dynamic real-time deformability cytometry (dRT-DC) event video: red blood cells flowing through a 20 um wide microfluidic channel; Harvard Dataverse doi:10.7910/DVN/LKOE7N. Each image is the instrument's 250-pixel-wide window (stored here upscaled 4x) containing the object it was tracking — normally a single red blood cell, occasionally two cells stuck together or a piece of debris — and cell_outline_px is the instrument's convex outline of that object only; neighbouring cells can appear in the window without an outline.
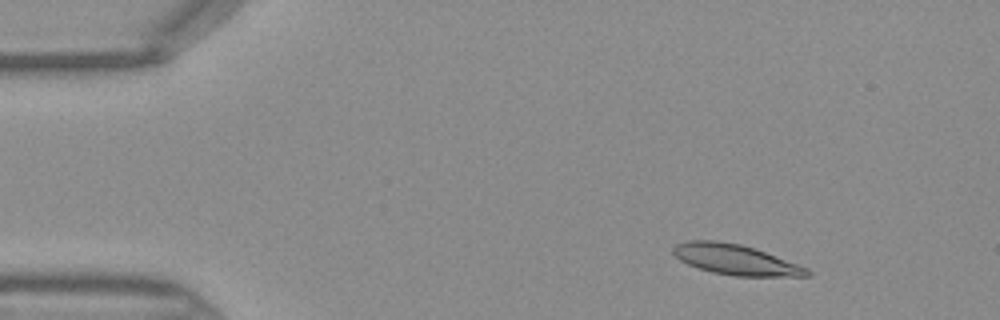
{"species": "Egyptian fruit bat (a non-hibernating species)", "species_latin": "Rousettus aegyptiacus", "temperature_condition": "warm", "stored_images_in_passage": 45, "camera_frame_rate_fps": 3000, "um_per_image_px": 0.085, "frame": {"image": 1, "passage_image": 6, "time_ms": 1.667, "image_size_px": [1000, 320], "cell_outline_px": [[812, 276], [736, 276], [712, 272], [688, 264], [680, 260], [672, 252], [672, 248], [676, 244], [688, 240], [716, 240], [740, 244], [756, 248], [808, 268], [812, 272]], "centroid_in_image_um": [62.54, 22.06], "position_along_channel_um": 22.5, "area_um2": 23.7}}
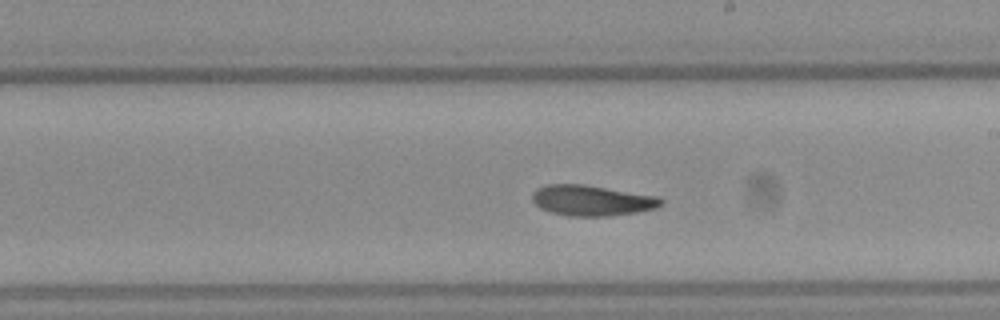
{"frame": {"image": 2, "passage_image": 26, "time_ms": 8.333, "image_size_px": [1000, 320], "cell_outline_px": [[664, 204], [656, 208], [636, 212], [608, 216], [568, 216], [552, 212], [540, 208], [532, 200], [532, 192], [536, 188], [548, 184], [584, 184], [660, 196], [664, 200]], "centroid_in_image_um": [50.33, 17.03], "position_along_channel_um": 238.7, "area_um2": 23.18}}
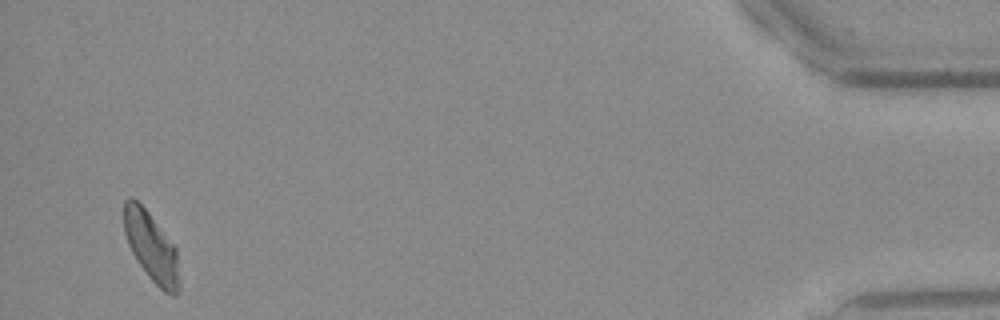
{"frame": {"image": 3, "passage_image": 44, "time_ms": 14.333, "image_size_px": [1000, 320], "cell_outline_px": [[180, 288], [176, 296], [172, 296], [164, 292], [148, 276], [132, 252], [128, 244], [124, 232], [124, 200], [128, 196], [132, 196], [148, 212], [176, 248], [180, 284]], "centroid_in_image_um": [12.87, 21.0], "position_along_channel_um": 422.3, "area_um2": 22.2}}